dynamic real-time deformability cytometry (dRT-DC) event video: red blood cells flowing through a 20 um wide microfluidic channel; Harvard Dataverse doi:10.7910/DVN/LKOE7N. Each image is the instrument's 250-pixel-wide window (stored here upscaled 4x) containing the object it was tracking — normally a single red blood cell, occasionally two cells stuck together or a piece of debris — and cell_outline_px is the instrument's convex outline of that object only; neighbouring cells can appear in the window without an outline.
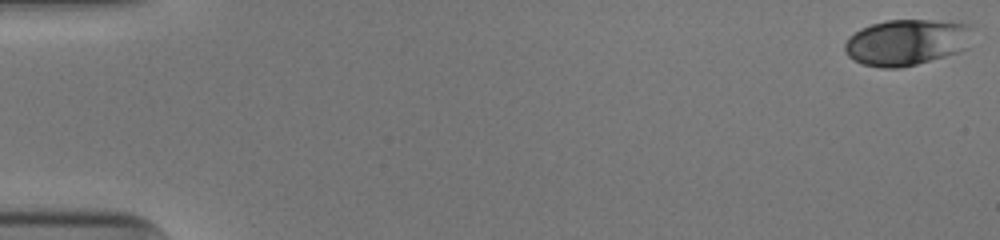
{"species": "human", "species_latin": "Homo sapiens", "temperature_condition": "cold", "stored_images_in_passage": 18, "camera_frame_rate_fps": 3000, "um_per_image_px": 0.085, "donor": {"sex": "male"}, "frame": {"image": 1, "passage_image": 1, "time_ms": 0.0, "image_size_px": [1000, 240], "cell_outline_px": [[972, 24], [968, 48], [944, 56], [916, 64], [900, 68], [880, 68], [860, 64], [848, 56], [844, 48], [844, 44], [848, 36], [860, 28], [872, 24], [888, 20], [932, 20]], "centroid_in_image_um": [77.03, 3.59], "position_along_channel_um": 8.0, "area_um2": 34.45}}
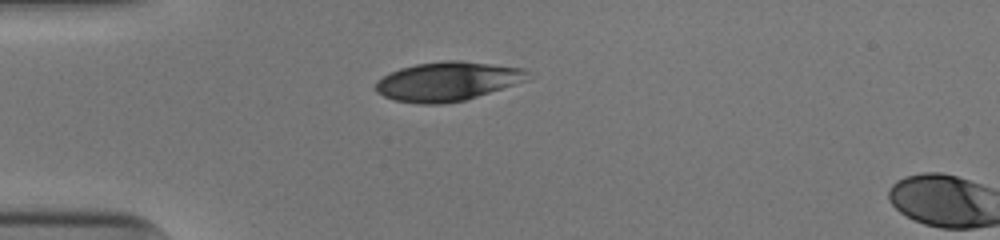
{"frame": {"image": 2, "passage_image": 15, "time_ms": 4.667, "image_size_px": [1000, 240], "cell_outline_px": [[528, 80], [464, 100], [440, 104], [424, 104], [396, 100], [384, 96], [376, 92], [376, 80], [400, 68], [416, 64], [448, 60], [460, 60], [524, 68], [528, 72]], "centroid_in_image_um": [38.04, 6.91], "position_along_channel_um": 47.0, "area_um2": 34.28}}